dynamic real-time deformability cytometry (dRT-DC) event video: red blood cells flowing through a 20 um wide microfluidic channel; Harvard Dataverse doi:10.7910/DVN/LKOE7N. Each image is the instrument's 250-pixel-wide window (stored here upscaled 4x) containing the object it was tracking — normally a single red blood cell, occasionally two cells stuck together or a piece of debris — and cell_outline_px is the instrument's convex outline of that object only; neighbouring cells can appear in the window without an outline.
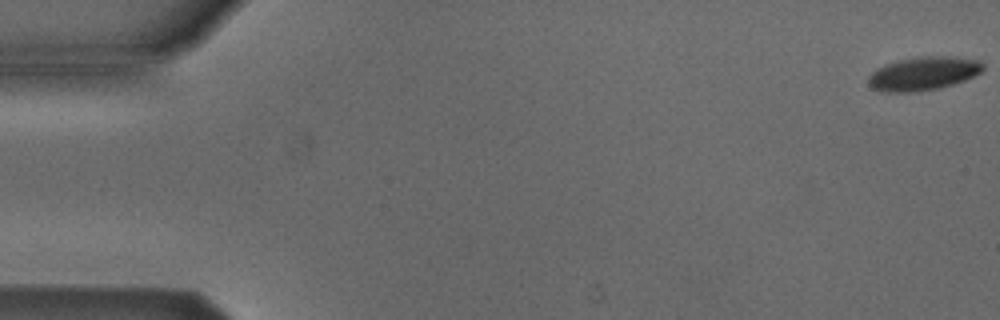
{"species": "Egyptian fruit bat (a non-hibernating species)", "species_latin": "Rousettus aegyptiacus", "temperature_condition": "cold", "stored_images_in_passage": 53, "camera_frame_rate_fps": 3000, "um_per_image_px": 0.085, "animal": {"sex": "male"}, "frame": {"image": 1, "passage_image": 1, "time_ms": 0.0, "image_size_px": [1000, 320], "cell_outline_px": [[984, 68], [980, 72], [964, 80], [940, 88], [916, 92], [884, 92], [872, 88], [868, 84], [868, 76], [876, 68], [884, 64], [916, 56], [956, 56], [980, 60], [984, 64]], "centroid_in_image_um": [78.47, 6.24], "position_along_channel_um": 6.5, "area_um2": 22.66}}
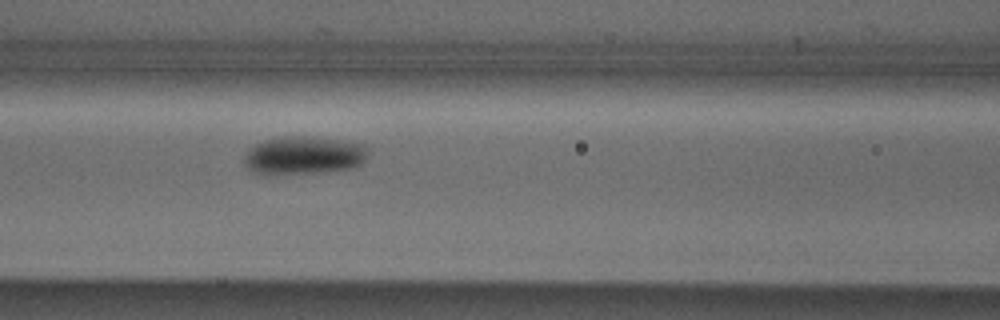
{"frame": {"image": 2, "passage_image": 23, "time_ms": 7.333, "image_size_px": [1000, 320], "cell_outline_px": [[368, 156], [360, 164], [348, 168], [308, 172], [256, 172], [248, 168], [244, 164], [244, 156], [248, 148], [264, 140], [284, 136], [312, 136], [364, 144], [368, 148]], "centroid_in_image_um": [25.82, 13.15], "position_along_channel_um": 140.8, "area_um2": 26.7}}
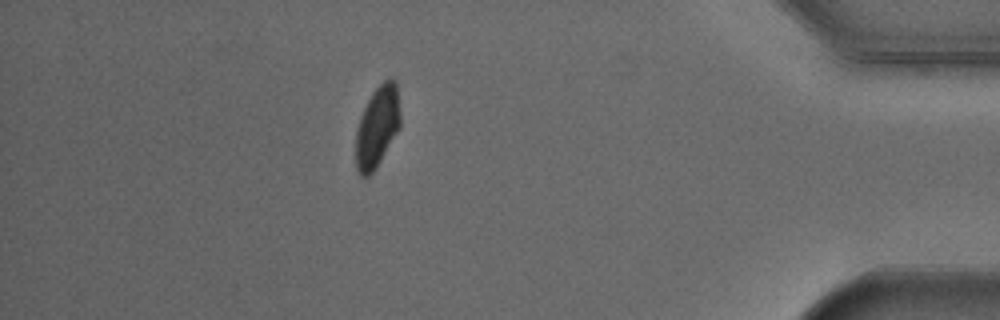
{"frame": {"image": 3, "passage_image": 47, "time_ms": 15.333, "image_size_px": [1000, 320], "cell_outline_px": [[400, 128], [376, 168], [368, 176], [360, 176], [356, 172], [356, 132], [360, 116], [372, 92], [388, 76], [392, 76], [396, 80], [400, 112]], "centroid_in_image_um": [32.08, 10.75], "position_along_channel_um": 403.1, "area_um2": 21.27}, "authors_computed_cell_mechanics": {"area_um2": 23.9292, "velocity_mm_per_s": 3.8707, "shape_relaxation_time_tau1_ms": 3.2369, "shape_relaxation_time_tau2_ms": null, "deformation_change_tau1": 0.0915, "deformation_change_tau2": null}}